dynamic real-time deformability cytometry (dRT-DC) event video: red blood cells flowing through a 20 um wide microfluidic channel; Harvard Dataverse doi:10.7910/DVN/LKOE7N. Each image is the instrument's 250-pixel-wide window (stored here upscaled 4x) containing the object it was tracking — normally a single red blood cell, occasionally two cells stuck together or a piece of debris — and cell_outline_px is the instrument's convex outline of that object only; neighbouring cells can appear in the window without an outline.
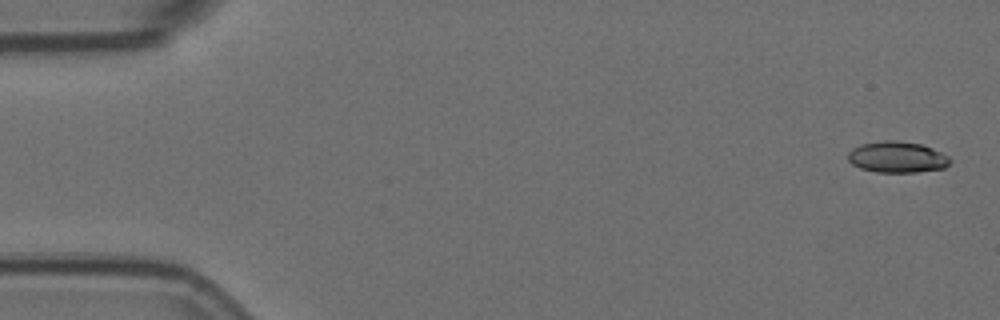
{"species": "Egyptian fruit bat (a non-hibernating species)", "species_latin": "Rousettus aegyptiacus", "temperature_condition": "room temperature", "stored_images_in_passage": 5, "camera_frame_rate_fps": 3000, "um_per_image_px": 0.085, "animal": {"sex": "female"}, "frame": {"image": 1, "passage_image": 1, "time_ms": 0.0, "image_size_px": [1000, 320], "cell_outline_px": [[952, 160], [944, 168], [916, 172], [876, 172], [860, 168], [852, 164], [848, 160], [848, 152], [852, 148], [860, 144], [884, 140], [896, 140], [920, 144], [932, 148], [948, 156]], "centroid_in_image_um": [76.23, 13.35], "position_along_channel_um": 8.8, "area_um2": 18.55}}